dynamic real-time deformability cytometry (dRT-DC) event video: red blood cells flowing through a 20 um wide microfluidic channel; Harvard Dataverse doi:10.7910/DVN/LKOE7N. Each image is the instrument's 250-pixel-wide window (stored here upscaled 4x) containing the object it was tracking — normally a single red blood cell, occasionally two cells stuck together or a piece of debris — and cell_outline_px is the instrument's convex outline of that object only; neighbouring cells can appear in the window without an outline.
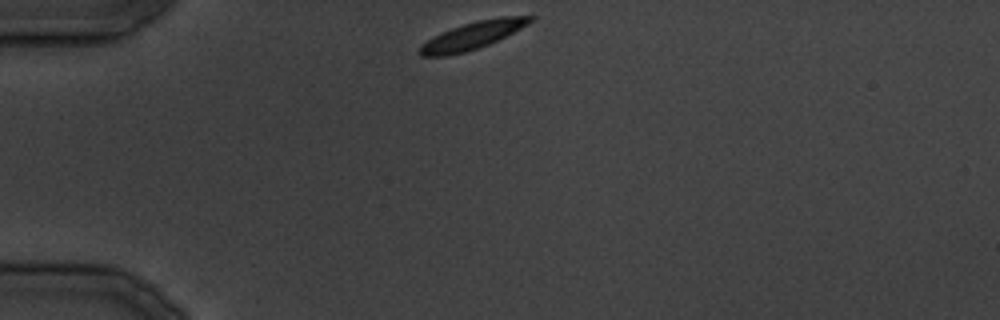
{"species": "common noctule bat (a hibernating species)", "species_latin": "Nyctalus noctula", "temperature_condition": "cold", "stored_images_in_passage": 17, "camera_frame_rate_fps": 3000, "um_per_image_px": 0.085, "animal": {"sex": "male", "body_mass_g": 19.5, "forearm_length_mm": 54.6}, "frame": {"image": 1, "passage_image": 1, "time_ms": 0.0, "image_size_px": [1000, 320], "cell_outline_px": [[536, 16], [528, 24], [488, 44], [464, 52], [448, 56], [420, 56], [420, 44], [452, 28], [476, 20], [500, 16]], "centroid_in_image_um": [40.16, 3.01], "position_along_channel_um": 44.8, "area_um2": 17.11}}
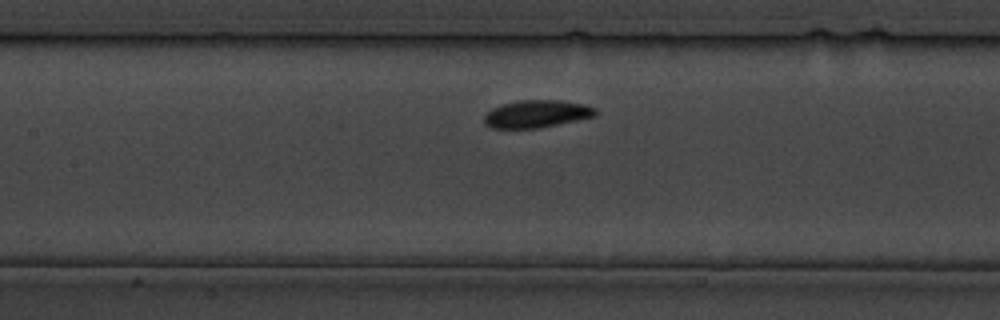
{"frame": {"image": 2, "passage_image": 9, "time_ms": 9.667, "image_size_px": [1000, 320], "cell_outline_px": [[596, 116], [540, 128], [492, 128], [484, 124], [484, 116], [492, 108], [504, 104], [520, 100], [560, 100], [584, 104], [596, 108]], "centroid_in_image_um": [45.62, 9.68], "position_along_channel_um": 161.8, "area_um2": 17.8}}
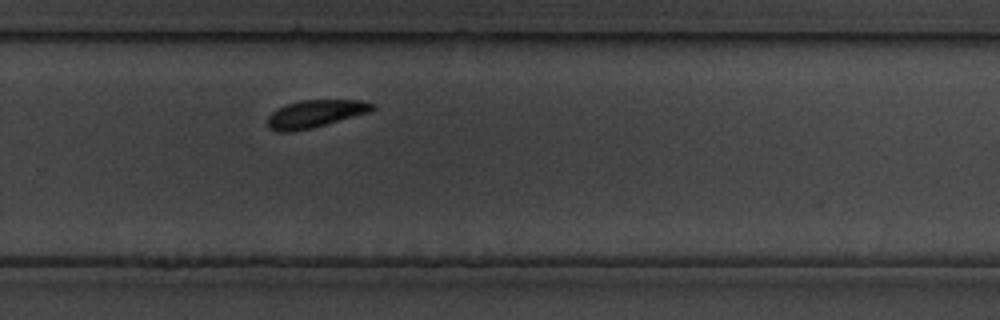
{"frame": {"image": 3, "passage_image": 17, "time_ms": 19.0, "image_size_px": [1000, 320], "cell_outline_px": [[376, 108], [372, 112], [312, 128], [292, 132], [276, 132], [268, 128], [268, 116], [272, 112], [288, 104], [300, 100], [360, 100], [372, 104]], "centroid_in_image_um": [26.81, 9.68], "position_along_channel_um": 303.0, "area_um2": 16.88}}